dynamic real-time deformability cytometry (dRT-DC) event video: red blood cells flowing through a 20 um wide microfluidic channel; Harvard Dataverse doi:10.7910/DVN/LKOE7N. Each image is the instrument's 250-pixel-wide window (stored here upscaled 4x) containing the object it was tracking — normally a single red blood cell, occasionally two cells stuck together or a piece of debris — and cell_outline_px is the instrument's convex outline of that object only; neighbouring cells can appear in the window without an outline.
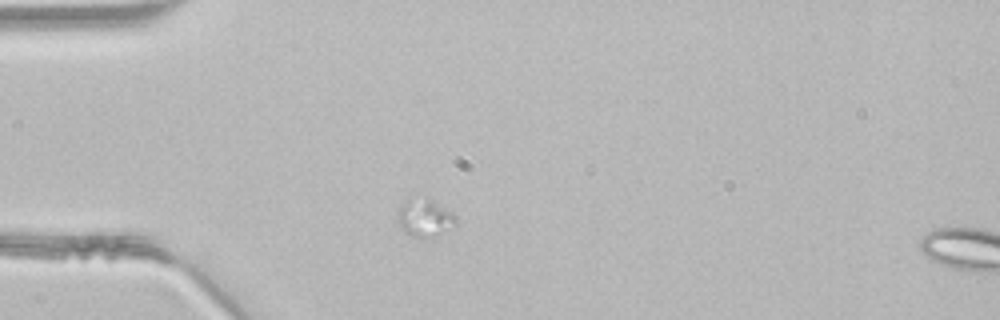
{"species": "common noctule bat (a hibernating species)", "species_latin": "Nyctalus noctula", "temperature_condition": "room temperature", "stored_images_in_passage": 13, "camera_frame_rate_fps": 3000, "um_per_image_px": 0.085, "animal": {"sex": "male", "body_mass_g": 21.5, "forearm_length_mm": 52.0}, "frame": {"image": 1, "passage_image": 1, "time_ms": 0.0, "image_size_px": [1000, 320], "cell_outline_px": [[456, 224], [432, 240], [420, 240], [404, 232], [400, 228], [400, 208], [408, 200], [432, 200], [452, 212], [456, 216]], "centroid_in_image_um": [36.17, 18.64], "position_along_channel_um": 48.8, "area_um2": 12.54}}